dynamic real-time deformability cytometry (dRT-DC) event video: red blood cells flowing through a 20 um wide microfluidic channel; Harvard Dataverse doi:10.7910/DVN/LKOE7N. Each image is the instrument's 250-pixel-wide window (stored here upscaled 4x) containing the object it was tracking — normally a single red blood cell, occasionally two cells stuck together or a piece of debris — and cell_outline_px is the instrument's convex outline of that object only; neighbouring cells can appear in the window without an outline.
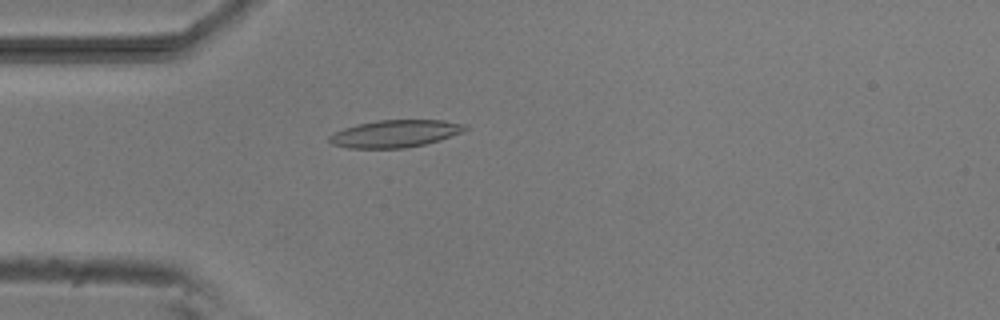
{"species": "common noctule bat (a hibernating species)", "species_latin": "Nyctalus noctula", "temperature_condition": "room temperature", "stored_images_in_passage": 4, "camera_frame_rate_fps": 3000, "um_per_image_px": 0.085, "animal": {"sex": "male", "body_mass_g": 20.5, "forearm_length_mm": 52.5}, "frame": {"image": 1, "passage_image": 4, "time_ms": 4.333, "image_size_px": [1000, 320], "cell_outline_px": [[472, 128], [464, 132], [440, 140], [424, 144], [404, 148], [348, 148], [332, 144], [328, 140], [328, 136], [332, 132], [356, 124], [376, 120], [444, 120], [464, 124]], "centroid_in_image_um": [33.6, 11.35], "position_along_channel_um": 51.4, "area_um2": 21.91}}